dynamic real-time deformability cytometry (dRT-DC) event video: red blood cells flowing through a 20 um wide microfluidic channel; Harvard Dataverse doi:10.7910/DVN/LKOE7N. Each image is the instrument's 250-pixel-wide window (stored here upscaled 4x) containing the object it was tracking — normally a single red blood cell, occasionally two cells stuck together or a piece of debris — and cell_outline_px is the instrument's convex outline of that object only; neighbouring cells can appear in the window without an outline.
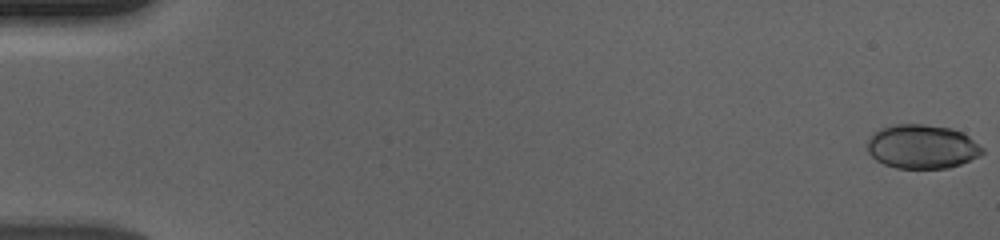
{"species": "human", "species_latin": "Homo sapiens", "temperature_condition": "cold", "stored_images_in_passage": 57, "camera_frame_rate_fps": 3000, "um_per_image_px": 0.085, "donor": {"sex": "male"}, "frame": {"image": 1, "passage_image": 1, "time_ms": 0.0, "image_size_px": [1000, 240], "cell_outline_px": [[984, 152], [980, 156], [960, 164], [948, 168], [896, 168], [884, 164], [876, 160], [868, 152], [868, 140], [872, 132], [880, 128], [892, 124], [924, 124], [952, 128], [964, 132], [984, 148]], "centroid_in_image_um": [78.38, 12.45], "position_along_channel_um": 6.6, "area_um2": 29.82}}
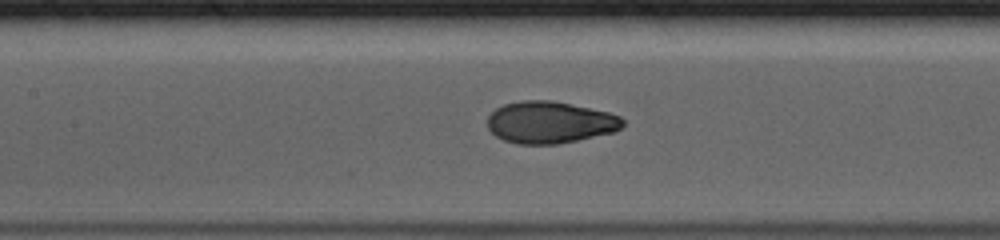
{"frame": {"image": 2, "passage_image": 28, "time_ms": 9.0, "image_size_px": [1000, 240], "cell_outline_px": [[624, 124], [616, 132], [556, 144], [516, 144], [504, 140], [496, 136], [488, 128], [488, 116], [496, 108], [504, 104], [520, 100], [552, 100], [608, 112], [620, 116], [624, 120]], "centroid_in_image_um": [46.74, 10.4], "position_along_channel_um": 160.7, "area_um2": 33.06}}
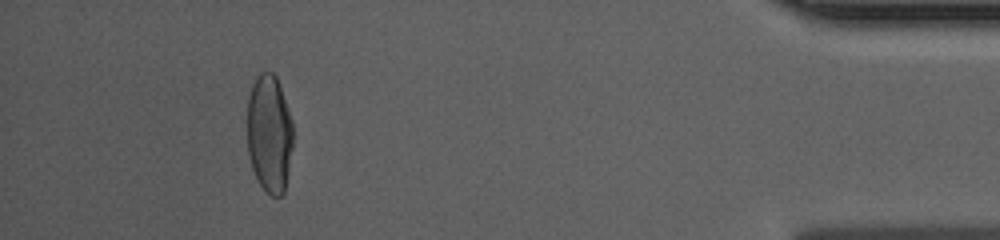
{"frame": {"image": 3, "passage_image": 53, "time_ms": 17.333, "image_size_px": [1000, 240], "cell_outline_px": [[292, 148], [284, 196], [272, 196], [260, 184], [252, 168], [248, 152], [248, 96], [252, 84], [256, 76], [260, 72], [272, 72], [276, 76], [288, 108], [292, 120]], "centroid_in_image_um": [22.9, 11.35], "position_along_channel_um": 412.3, "area_um2": 31.5}, "authors_computed_cell_mechanics": {"area_um2": 32.4836, "velocity_mm_per_s": 3.6861, "shape_relaxation_time_tau1_ms": 4.6288, "shape_relaxation_time_tau2_ms": null, "deformation_change_tau1": 0.2057, "deformation_change_tau2": null}}